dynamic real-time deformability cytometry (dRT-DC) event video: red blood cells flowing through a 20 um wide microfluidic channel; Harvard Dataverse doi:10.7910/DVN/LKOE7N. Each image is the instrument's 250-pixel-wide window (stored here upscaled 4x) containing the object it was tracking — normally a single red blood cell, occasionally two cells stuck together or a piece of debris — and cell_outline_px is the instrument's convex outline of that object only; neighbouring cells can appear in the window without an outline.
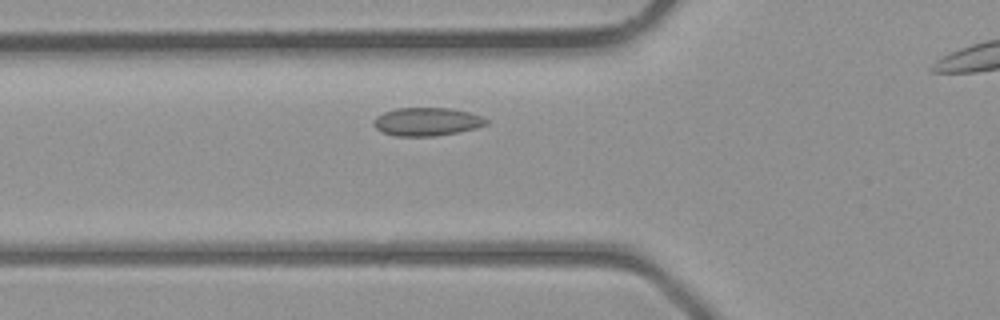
{"species": "common noctule bat (a hibernating species)", "species_latin": "Nyctalus noctula", "temperature_condition": "room temperature", "stored_images_in_passage": 26, "camera_frame_rate_fps": 3000, "um_per_image_px": 0.085, "animal": {"sex": "male", "body_mass_g": 23.1, "forearm_length_mm": 52.7}, "frame": {"image": 1, "passage_image": 4, "time_ms": 1.0, "image_size_px": [1000, 320], "cell_outline_px": [[488, 124], [476, 128], [460, 132], [436, 136], [396, 136], [384, 132], [376, 128], [372, 124], [372, 120], [376, 116], [384, 112], [396, 108], [452, 108], [468, 112], [480, 116], [488, 120]], "centroid_in_image_um": [36.28, 10.34], "position_along_channel_um": 89.5, "area_um2": 18.61}}
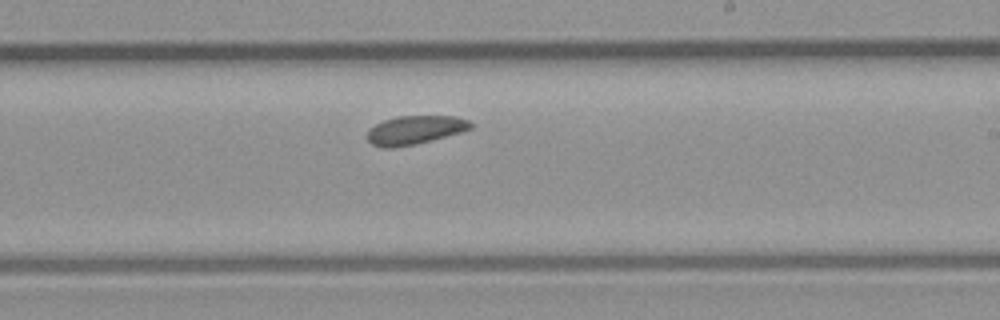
{"frame": {"image": 2, "passage_image": 14, "time_ms": 4.333, "image_size_px": [1000, 320], "cell_outline_px": [[472, 128], [460, 132], [416, 144], [392, 148], [384, 148], [372, 144], [368, 140], [368, 128], [384, 120], [396, 116], [456, 116], [468, 120], [472, 124]], "centroid_in_image_um": [35.25, 11.04], "position_along_channel_um": 253.8, "area_um2": 17.17}}
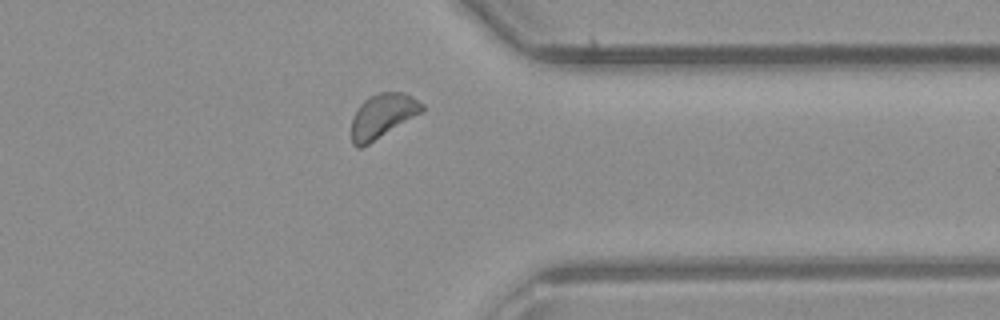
{"frame": {"image": 3, "passage_image": 22, "time_ms": 7.0, "image_size_px": [1000, 320], "cell_outline_px": [[424, 108], [420, 112], [368, 144], [360, 148], [356, 148], [352, 144], [352, 120], [360, 104], [364, 100], [380, 92], [400, 92], [412, 96], [424, 104]], "centroid_in_image_um": [32.49, 9.84], "position_along_channel_um": 378.9, "area_um2": 17.57}}